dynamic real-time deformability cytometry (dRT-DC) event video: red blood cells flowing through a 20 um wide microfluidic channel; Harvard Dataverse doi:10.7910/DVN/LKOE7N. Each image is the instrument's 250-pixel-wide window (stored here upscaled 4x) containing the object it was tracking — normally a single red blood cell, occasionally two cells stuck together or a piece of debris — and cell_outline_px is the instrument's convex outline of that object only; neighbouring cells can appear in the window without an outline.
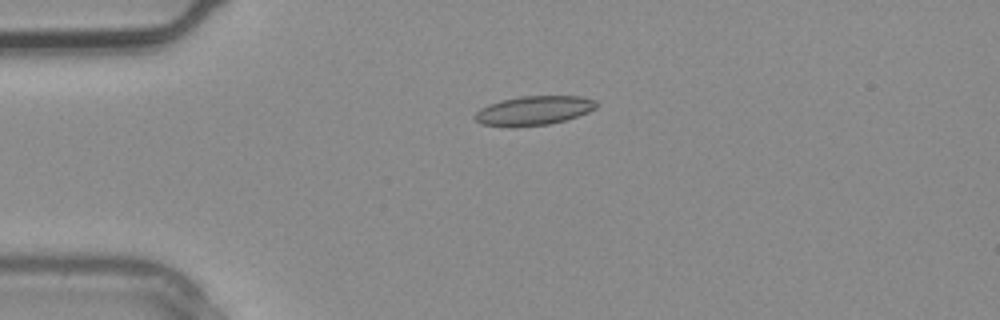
{"species": "common noctule bat (a hibernating species)", "species_latin": "Nyctalus noctula", "temperature_condition": "warm", "stored_images_in_passage": 3, "camera_frame_rate_fps": 3000, "um_per_image_px": 0.085, "animal": {"sex": "male", "body_mass_g": 20.4}, "frame": {"image": 1, "passage_image": 3, "time_ms": 0.667, "image_size_px": [1000, 320], "cell_outline_px": [[596, 108], [588, 112], [564, 120], [548, 124], [512, 128], [480, 124], [472, 116], [480, 108], [488, 104], [500, 100], [520, 96], [580, 96], [596, 100]], "centroid_in_image_um": [45.3, 9.4], "position_along_channel_um": 39.7, "area_um2": 20.87}}